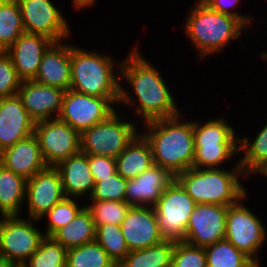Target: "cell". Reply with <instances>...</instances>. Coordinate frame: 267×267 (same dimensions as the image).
<instances>
[{
	"instance_id": "obj_1",
	"label": "cell",
	"mask_w": 267,
	"mask_h": 267,
	"mask_svg": "<svg viewBox=\"0 0 267 267\" xmlns=\"http://www.w3.org/2000/svg\"><path fill=\"white\" fill-rule=\"evenodd\" d=\"M133 47L124 61L121 60L120 81L124 79L129 83L136 98L120 84V105L135 107L134 118L140 117L138 123L141 122V118L146 123L181 114V109L177 107L171 89L161 73L140 54L138 46Z\"/></svg>"
},
{
	"instance_id": "obj_2",
	"label": "cell",
	"mask_w": 267,
	"mask_h": 267,
	"mask_svg": "<svg viewBox=\"0 0 267 267\" xmlns=\"http://www.w3.org/2000/svg\"><path fill=\"white\" fill-rule=\"evenodd\" d=\"M183 115L144 123V137L150 143L153 163L168 170L174 177L193 168V121Z\"/></svg>"
},
{
	"instance_id": "obj_3",
	"label": "cell",
	"mask_w": 267,
	"mask_h": 267,
	"mask_svg": "<svg viewBox=\"0 0 267 267\" xmlns=\"http://www.w3.org/2000/svg\"><path fill=\"white\" fill-rule=\"evenodd\" d=\"M231 170L221 168H189L175 179L197 204L231 206L248 194L241 179L245 178L237 161ZM240 177V178H239Z\"/></svg>"
},
{
	"instance_id": "obj_4",
	"label": "cell",
	"mask_w": 267,
	"mask_h": 267,
	"mask_svg": "<svg viewBox=\"0 0 267 267\" xmlns=\"http://www.w3.org/2000/svg\"><path fill=\"white\" fill-rule=\"evenodd\" d=\"M115 60L110 54L71 45L70 89L90 96L120 98L121 61L116 64Z\"/></svg>"
},
{
	"instance_id": "obj_5",
	"label": "cell",
	"mask_w": 267,
	"mask_h": 267,
	"mask_svg": "<svg viewBox=\"0 0 267 267\" xmlns=\"http://www.w3.org/2000/svg\"><path fill=\"white\" fill-rule=\"evenodd\" d=\"M190 9L183 27L199 58L219 54L248 30L237 18L212 10L201 0Z\"/></svg>"
},
{
	"instance_id": "obj_6",
	"label": "cell",
	"mask_w": 267,
	"mask_h": 267,
	"mask_svg": "<svg viewBox=\"0 0 267 267\" xmlns=\"http://www.w3.org/2000/svg\"><path fill=\"white\" fill-rule=\"evenodd\" d=\"M224 117L206 122L193 121V168H220L239 153V136Z\"/></svg>"
},
{
	"instance_id": "obj_7",
	"label": "cell",
	"mask_w": 267,
	"mask_h": 267,
	"mask_svg": "<svg viewBox=\"0 0 267 267\" xmlns=\"http://www.w3.org/2000/svg\"><path fill=\"white\" fill-rule=\"evenodd\" d=\"M124 115L116 111L105 121L84 130L80 134L81 152L116 158L139 133L138 122L125 121Z\"/></svg>"
},
{
	"instance_id": "obj_8",
	"label": "cell",
	"mask_w": 267,
	"mask_h": 267,
	"mask_svg": "<svg viewBox=\"0 0 267 267\" xmlns=\"http://www.w3.org/2000/svg\"><path fill=\"white\" fill-rule=\"evenodd\" d=\"M246 198L247 194L236 204L228 206L225 239L260 266L259 250L267 238V231L261 219L243 205Z\"/></svg>"
},
{
	"instance_id": "obj_9",
	"label": "cell",
	"mask_w": 267,
	"mask_h": 267,
	"mask_svg": "<svg viewBox=\"0 0 267 267\" xmlns=\"http://www.w3.org/2000/svg\"><path fill=\"white\" fill-rule=\"evenodd\" d=\"M196 205L192 197L174 179L154 206L159 230L165 240L184 241L186 227Z\"/></svg>"
},
{
	"instance_id": "obj_10",
	"label": "cell",
	"mask_w": 267,
	"mask_h": 267,
	"mask_svg": "<svg viewBox=\"0 0 267 267\" xmlns=\"http://www.w3.org/2000/svg\"><path fill=\"white\" fill-rule=\"evenodd\" d=\"M119 99L90 96L69 89L65 91L58 118L81 134L116 112L115 105L119 104Z\"/></svg>"
},
{
	"instance_id": "obj_11",
	"label": "cell",
	"mask_w": 267,
	"mask_h": 267,
	"mask_svg": "<svg viewBox=\"0 0 267 267\" xmlns=\"http://www.w3.org/2000/svg\"><path fill=\"white\" fill-rule=\"evenodd\" d=\"M38 220L8 216L0 223V255L21 267L39 248L45 237L34 224Z\"/></svg>"
},
{
	"instance_id": "obj_12",
	"label": "cell",
	"mask_w": 267,
	"mask_h": 267,
	"mask_svg": "<svg viewBox=\"0 0 267 267\" xmlns=\"http://www.w3.org/2000/svg\"><path fill=\"white\" fill-rule=\"evenodd\" d=\"M34 134L47 166L55 167L81 151L80 133L59 118L36 122Z\"/></svg>"
},
{
	"instance_id": "obj_13",
	"label": "cell",
	"mask_w": 267,
	"mask_h": 267,
	"mask_svg": "<svg viewBox=\"0 0 267 267\" xmlns=\"http://www.w3.org/2000/svg\"><path fill=\"white\" fill-rule=\"evenodd\" d=\"M21 13L24 31L30 34H40L60 42L71 38L69 22L63 16L60 8L51 0H17Z\"/></svg>"
},
{
	"instance_id": "obj_14",
	"label": "cell",
	"mask_w": 267,
	"mask_h": 267,
	"mask_svg": "<svg viewBox=\"0 0 267 267\" xmlns=\"http://www.w3.org/2000/svg\"><path fill=\"white\" fill-rule=\"evenodd\" d=\"M227 211L228 206L197 204L190 215L184 241L205 248L225 239Z\"/></svg>"
},
{
	"instance_id": "obj_15",
	"label": "cell",
	"mask_w": 267,
	"mask_h": 267,
	"mask_svg": "<svg viewBox=\"0 0 267 267\" xmlns=\"http://www.w3.org/2000/svg\"><path fill=\"white\" fill-rule=\"evenodd\" d=\"M65 197L58 170L47 166L26 182L28 218L40 221L43 215Z\"/></svg>"
},
{
	"instance_id": "obj_16",
	"label": "cell",
	"mask_w": 267,
	"mask_h": 267,
	"mask_svg": "<svg viewBox=\"0 0 267 267\" xmlns=\"http://www.w3.org/2000/svg\"><path fill=\"white\" fill-rule=\"evenodd\" d=\"M120 227L129 251L145 249L165 240L154 207L131 206Z\"/></svg>"
},
{
	"instance_id": "obj_17",
	"label": "cell",
	"mask_w": 267,
	"mask_h": 267,
	"mask_svg": "<svg viewBox=\"0 0 267 267\" xmlns=\"http://www.w3.org/2000/svg\"><path fill=\"white\" fill-rule=\"evenodd\" d=\"M64 94L65 90L43 85L34 80L22 81L17 92L23 106L35 123L58 118L62 110Z\"/></svg>"
},
{
	"instance_id": "obj_18",
	"label": "cell",
	"mask_w": 267,
	"mask_h": 267,
	"mask_svg": "<svg viewBox=\"0 0 267 267\" xmlns=\"http://www.w3.org/2000/svg\"><path fill=\"white\" fill-rule=\"evenodd\" d=\"M35 121L19 96L0 98V152L34 133Z\"/></svg>"
},
{
	"instance_id": "obj_19",
	"label": "cell",
	"mask_w": 267,
	"mask_h": 267,
	"mask_svg": "<svg viewBox=\"0 0 267 267\" xmlns=\"http://www.w3.org/2000/svg\"><path fill=\"white\" fill-rule=\"evenodd\" d=\"M174 179L168 170L153 164L138 177L127 180L125 201L131 206L154 207Z\"/></svg>"
},
{
	"instance_id": "obj_20",
	"label": "cell",
	"mask_w": 267,
	"mask_h": 267,
	"mask_svg": "<svg viewBox=\"0 0 267 267\" xmlns=\"http://www.w3.org/2000/svg\"><path fill=\"white\" fill-rule=\"evenodd\" d=\"M53 42L43 53L35 82L69 90L71 84V44Z\"/></svg>"
},
{
	"instance_id": "obj_21",
	"label": "cell",
	"mask_w": 267,
	"mask_h": 267,
	"mask_svg": "<svg viewBox=\"0 0 267 267\" xmlns=\"http://www.w3.org/2000/svg\"><path fill=\"white\" fill-rule=\"evenodd\" d=\"M0 164L26 180L47 167L34 133L3 149L0 152Z\"/></svg>"
},
{
	"instance_id": "obj_22",
	"label": "cell",
	"mask_w": 267,
	"mask_h": 267,
	"mask_svg": "<svg viewBox=\"0 0 267 267\" xmlns=\"http://www.w3.org/2000/svg\"><path fill=\"white\" fill-rule=\"evenodd\" d=\"M52 43L46 36L24 32L6 51L22 81L35 78L43 53Z\"/></svg>"
},
{
	"instance_id": "obj_23",
	"label": "cell",
	"mask_w": 267,
	"mask_h": 267,
	"mask_svg": "<svg viewBox=\"0 0 267 267\" xmlns=\"http://www.w3.org/2000/svg\"><path fill=\"white\" fill-rule=\"evenodd\" d=\"M55 168L60 174L66 197L80 199L87 195L90 198L95 181L91 174L87 154L80 151L58 163Z\"/></svg>"
},
{
	"instance_id": "obj_24",
	"label": "cell",
	"mask_w": 267,
	"mask_h": 267,
	"mask_svg": "<svg viewBox=\"0 0 267 267\" xmlns=\"http://www.w3.org/2000/svg\"><path fill=\"white\" fill-rule=\"evenodd\" d=\"M115 159L117 173L126 180L138 177L154 164L150 143L142 132Z\"/></svg>"
},
{
	"instance_id": "obj_25",
	"label": "cell",
	"mask_w": 267,
	"mask_h": 267,
	"mask_svg": "<svg viewBox=\"0 0 267 267\" xmlns=\"http://www.w3.org/2000/svg\"><path fill=\"white\" fill-rule=\"evenodd\" d=\"M254 138L239 135V153L243 154L239 157V165L247 177L261 175L267 178V122Z\"/></svg>"
},
{
	"instance_id": "obj_26",
	"label": "cell",
	"mask_w": 267,
	"mask_h": 267,
	"mask_svg": "<svg viewBox=\"0 0 267 267\" xmlns=\"http://www.w3.org/2000/svg\"><path fill=\"white\" fill-rule=\"evenodd\" d=\"M95 231L91 212L84 206L71 222L58 229L51 237L64 248L70 249L94 242Z\"/></svg>"
},
{
	"instance_id": "obj_27",
	"label": "cell",
	"mask_w": 267,
	"mask_h": 267,
	"mask_svg": "<svg viewBox=\"0 0 267 267\" xmlns=\"http://www.w3.org/2000/svg\"><path fill=\"white\" fill-rule=\"evenodd\" d=\"M27 180L0 164V206L8 216H21Z\"/></svg>"
},
{
	"instance_id": "obj_28",
	"label": "cell",
	"mask_w": 267,
	"mask_h": 267,
	"mask_svg": "<svg viewBox=\"0 0 267 267\" xmlns=\"http://www.w3.org/2000/svg\"><path fill=\"white\" fill-rule=\"evenodd\" d=\"M175 241L164 240L145 249L130 251L117 267H171Z\"/></svg>"
},
{
	"instance_id": "obj_29",
	"label": "cell",
	"mask_w": 267,
	"mask_h": 267,
	"mask_svg": "<svg viewBox=\"0 0 267 267\" xmlns=\"http://www.w3.org/2000/svg\"><path fill=\"white\" fill-rule=\"evenodd\" d=\"M204 249L207 267H261L227 239L217 241Z\"/></svg>"
},
{
	"instance_id": "obj_30",
	"label": "cell",
	"mask_w": 267,
	"mask_h": 267,
	"mask_svg": "<svg viewBox=\"0 0 267 267\" xmlns=\"http://www.w3.org/2000/svg\"><path fill=\"white\" fill-rule=\"evenodd\" d=\"M24 32L18 1L7 0L0 8V51H7Z\"/></svg>"
},
{
	"instance_id": "obj_31",
	"label": "cell",
	"mask_w": 267,
	"mask_h": 267,
	"mask_svg": "<svg viewBox=\"0 0 267 267\" xmlns=\"http://www.w3.org/2000/svg\"><path fill=\"white\" fill-rule=\"evenodd\" d=\"M66 267H117L97 241L67 249Z\"/></svg>"
},
{
	"instance_id": "obj_32",
	"label": "cell",
	"mask_w": 267,
	"mask_h": 267,
	"mask_svg": "<svg viewBox=\"0 0 267 267\" xmlns=\"http://www.w3.org/2000/svg\"><path fill=\"white\" fill-rule=\"evenodd\" d=\"M95 227V241L99 243L108 256L118 265L130 252L121 227L115 224Z\"/></svg>"
},
{
	"instance_id": "obj_33",
	"label": "cell",
	"mask_w": 267,
	"mask_h": 267,
	"mask_svg": "<svg viewBox=\"0 0 267 267\" xmlns=\"http://www.w3.org/2000/svg\"><path fill=\"white\" fill-rule=\"evenodd\" d=\"M67 249L45 236L38 250L21 267H66Z\"/></svg>"
},
{
	"instance_id": "obj_34",
	"label": "cell",
	"mask_w": 267,
	"mask_h": 267,
	"mask_svg": "<svg viewBox=\"0 0 267 267\" xmlns=\"http://www.w3.org/2000/svg\"><path fill=\"white\" fill-rule=\"evenodd\" d=\"M93 202V203H92ZM91 212L95 226L105 224L119 225L125 219L131 205L126 201H95L85 205Z\"/></svg>"
},
{
	"instance_id": "obj_35",
	"label": "cell",
	"mask_w": 267,
	"mask_h": 267,
	"mask_svg": "<svg viewBox=\"0 0 267 267\" xmlns=\"http://www.w3.org/2000/svg\"><path fill=\"white\" fill-rule=\"evenodd\" d=\"M76 201V202H75ZM76 198L65 197L54 205L41 219L49 220L44 235L51 237L58 229L71 222L78 212L85 206H79Z\"/></svg>"
},
{
	"instance_id": "obj_36",
	"label": "cell",
	"mask_w": 267,
	"mask_h": 267,
	"mask_svg": "<svg viewBox=\"0 0 267 267\" xmlns=\"http://www.w3.org/2000/svg\"><path fill=\"white\" fill-rule=\"evenodd\" d=\"M127 180L117 172L106 178L95 181V187L90 200L95 201H125Z\"/></svg>"
},
{
	"instance_id": "obj_37",
	"label": "cell",
	"mask_w": 267,
	"mask_h": 267,
	"mask_svg": "<svg viewBox=\"0 0 267 267\" xmlns=\"http://www.w3.org/2000/svg\"><path fill=\"white\" fill-rule=\"evenodd\" d=\"M171 267H207L205 249L185 241H175Z\"/></svg>"
},
{
	"instance_id": "obj_38",
	"label": "cell",
	"mask_w": 267,
	"mask_h": 267,
	"mask_svg": "<svg viewBox=\"0 0 267 267\" xmlns=\"http://www.w3.org/2000/svg\"><path fill=\"white\" fill-rule=\"evenodd\" d=\"M21 83L10 55L0 51V98L16 95Z\"/></svg>"
},
{
	"instance_id": "obj_39",
	"label": "cell",
	"mask_w": 267,
	"mask_h": 267,
	"mask_svg": "<svg viewBox=\"0 0 267 267\" xmlns=\"http://www.w3.org/2000/svg\"><path fill=\"white\" fill-rule=\"evenodd\" d=\"M87 156L94 181H99L101 178L109 177L117 172L115 158L90 154Z\"/></svg>"
},
{
	"instance_id": "obj_40",
	"label": "cell",
	"mask_w": 267,
	"mask_h": 267,
	"mask_svg": "<svg viewBox=\"0 0 267 267\" xmlns=\"http://www.w3.org/2000/svg\"><path fill=\"white\" fill-rule=\"evenodd\" d=\"M205 3L210 9L220 12L222 14L230 15L237 18L246 28L250 27L252 21L254 20L249 15H243L233 11V8L239 6L240 0H201Z\"/></svg>"
},
{
	"instance_id": "obj_41",
	"label": "cell",
	"mask_w": 267,
	"mask_h": 267,
	"mask_svg": "<svg viewBox=\"0 0 267 267\" xmlns=\"http://www.w3.org/2000/svg\"><path fill=\"white\" fill-rule=\"evenodd\" d=\"M72 1V6H74L75 10H82L83 8H87L89 6H93L97 0H71Z\"/></svg>"
},
{
	"instance_id": "obj_42",
	"label": "cell",
	"mask_w": 267,
	"mask_h": 267,
	"mask_svg": "<svg viewBox=\"0 0 267 267\" xmlns=\"http://www.w3.org/2000/svg\"><path fill=\"white\" fill-rule=\"evenodd\" d=\"M0 267H18L14 262L0 255Z\"/></svg>"
},
{
	"instance_id": "obj_43",
	"label": "cell",
	"mask_w": 267,
	"mask_h": 267,
	"mask_svg": "<svg viewBox=\"0 0 267 267\" xmlns=\"http://www.w3.org/2000/svg\"><path fill=\"white\" fill-rule=\"evenodd\" d=\"M6 217H8V215L2 210L0 206V220H3Z\"/></svg>"
},
{
	"instance_id": "obj_44",
	"label": "cell",
	"mask_w": 267,
	"mask_h": 267,
	"mask_svg": "<svg viewBox=\"0 0 267 267\" xmlns=\"http://www.w3.org/2000/svg\"><path fill=\"white\" fill-rule=\"evenodd\" d=\"M260 58H263L265 59L264 61H267V52H263Z\"/></svg>"
},
{
	"instance_id": "obj_45",
	"label": "cell",
	"mask_w": 267,
	"mask_h": 267,
	"mask_svg": "<svg viewBox=\"0 0 267 267\" xmlns=\"http://www.w3.org/2000/svg\"><path fill=\"white\" fill-rule=\"evenodd\" d=\"M7 0H0V8L3 6V4L6 2Z\"/></svg>"
}]
</instances>
